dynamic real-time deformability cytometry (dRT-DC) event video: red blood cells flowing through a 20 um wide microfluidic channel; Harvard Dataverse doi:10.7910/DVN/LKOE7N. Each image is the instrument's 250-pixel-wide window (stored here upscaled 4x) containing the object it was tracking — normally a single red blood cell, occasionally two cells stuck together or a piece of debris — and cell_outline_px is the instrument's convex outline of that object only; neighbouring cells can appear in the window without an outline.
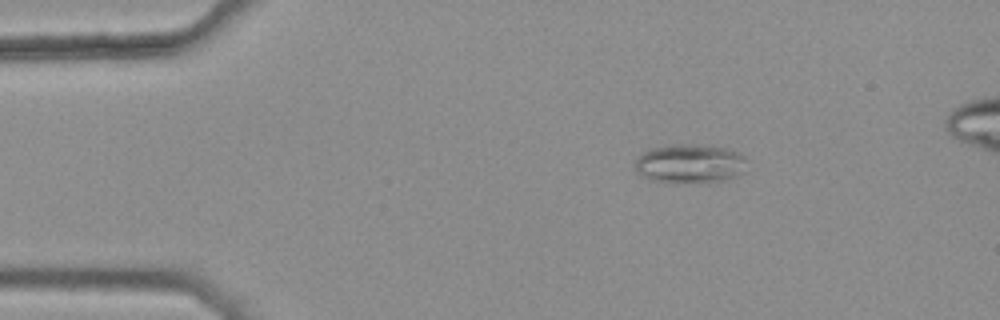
{"species": "common noctule bat (a hibernating species)", "species_latin": "Nyctalus noctula", "temperature_condition": "warm", "stored_images_in_passage": 44, "camera_frame_rate_fps": 3000, "um_per_image_px": 0.085, "animal": {"sex": "female", "body_mass_g": 25.1}, "frame": {"image": 1, "passage_image": 6, "time_ms": 1.667, "image_size_px": [1000, 320], "cell_outline_px": [[744, 172], [736, 176], [724, 180], [708, 184], [648, 180], [640, 176], [636, 172], [636, 160], [644, 152], [652, 148], [668, 144], [696, 144], [724, 148], [736, 152], [744, 156]], "centroid_in_image_um": [58.62, 13.93], "position_along_channel_um": 26.4, "area_um2": 25.61}}
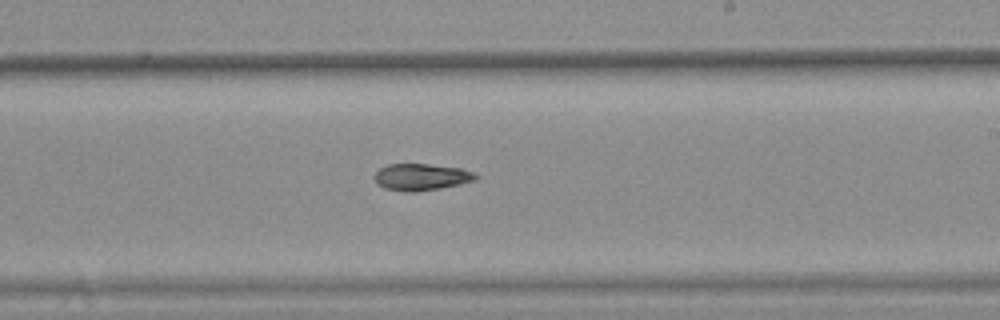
{"frame": {"image": 2, "passage_image": 29, "time_ms": 9.333, "image_size_px": [1000, 320], "cell_outline_px": [[480, 176], [476, 180], [460, 184], [440, 188], [416, 192], [404, 192], [384, 188], [376, 184], [376, 172], [380, 168], [388, 164], [428, 164], [460, 168], [472, 172]], "centroid_in_image_um": [35.81, 15.05], "position_along_channel_um": 253.2, "area_um2": 15.78}}
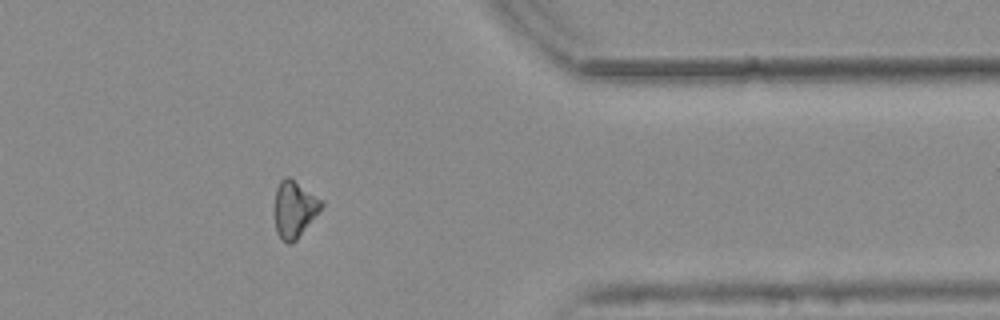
{"frame": {"image": 3, "passage_image": 41, "time_ms": 13.333, "image_size_px": [1000, 320], "cell_outline_px": [[324, 204], [320, 212], [296, 240], [292, 244], [288, 244], [276, 232], [276, 188], [280, 180], [284, 176], [288, 176], [324, 200]], "centroid_in_image_um": [25.07, 17.76], "position_along_channel_um": 386.3, "area_um2": 15.43}}